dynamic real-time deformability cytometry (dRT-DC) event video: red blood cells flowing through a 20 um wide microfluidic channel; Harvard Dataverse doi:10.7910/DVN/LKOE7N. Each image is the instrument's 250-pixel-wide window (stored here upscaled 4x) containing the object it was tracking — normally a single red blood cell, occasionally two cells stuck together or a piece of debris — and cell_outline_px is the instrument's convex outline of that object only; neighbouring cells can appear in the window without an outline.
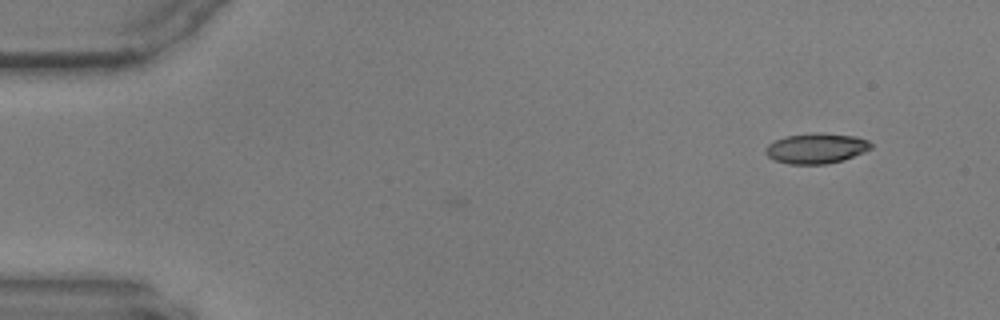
{"species": "common noctule bat (a hibernating species)", "species_latin": "Nyctalus noctula", "temperature_condition": "warm", "stored_images_in_passage": 19, "camera_frame_rate_fps": 3000, "um_per_image_px": 0.085, "animal": {"sex": "male", "body_mass_g": 17.9, "forearm_length_mm": 54.2}, "frame": {"image": 1, "passage_image": 19, "time_ms": 6.0, "image_size_px": [1000, 320], "cell_outline_px": [[872, 148], [864, 152], [844, 160], [824, 164], [788, 164], [772, 160], [764, 152], [764, 148], [768, 144], [784, 136], [816, 132], [820, 132], [856, 136], [868, 140], [872, 144]], "centroid_in_image_um": [69.36, 12.6], "position_along_channel_um": 15.6, "area_um2": 18.9}}